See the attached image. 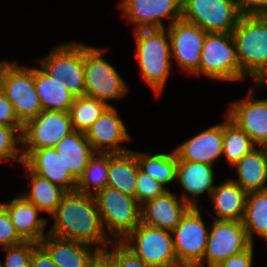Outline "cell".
I'll return each mask as SVG.
<instances>
[{
    "instance_id": "obj_33",
    "label": "cell",
    "mask_w": 267,
    "mask_h": 267,
    "mask_svg": "<svg viewBox=\"0 0 267 267\" xmlns=\"http://www.w3.org/2000/svg\"><path fill=\"white\" fill-rule=\"evenodd\" d=\"M256 147L252 139L226 116L223 122L222 155L227 162L233 166Z\"/></svg>"
},
{
    "instance_id": "obj_28",
    "label": "cell",
    "mask_w": 267,
    "mask_h": 267,
    "mask_svg": "<svg viewBox=\"0 0 267 267\" xmlns=\"http://www.w3.org/2000/svg\"><path fill=\"white\" fill-rule=\"evenodd\" d=\"M54 148L61 155L66 168H69L70 173L77 180L95 153L86 134L80 131H73L65 136Z\"/></svg>"
},
{
    "instance_id": "obj_5",
    "label": "cell",
    "mask_w": 267,
    "mask_h": 267,
    "mask_svg": "<svg viewBox=\"0 0 267 267\" xmlns=\"http://www.w3.org/2000/svg\"><path fill=\"white\" fill-rule=\"evenodd\" d=\"M218 81H240L247 75L242 71L232 33H207L203 42L199 70Z\"/></svg>"
},
{
    "instance_id": "obj_20",
    "label": "cell",
    "mask_w": 267,
    "mask_h": 267,
    "mask_svg": "<svg viewBox=\"0 0 267 267\" xmlns=\"http://www.w3.org/2000/svg\"><path fill=\"white\" fill-rule=\"evenodd\" d=\"M190 207L182 198H178L168 189L153 200L141 205V222L172 231Z\"/></svg>"
},
{
    "instance_id": "obj_3",
    "label": "cell",
    "mask_w": 267,
    "mask_h": 267,
    "mask_svg": "<svg viewBox=\"0 0 267 267\" xmlns=\"http://www.w3.org/2000/svg\"><path fill=\"white\" fill-rule=\"evenodd\" d=\"M93 196L104 231L112 241H122L140 224L141 205L134 197L108 186Z\"/></svg>"
},
{
    "instance_id": "obj_31",
    "label": "cell",
    "mask_w": 267,
    "mask_h": 267,
    "mask_svg": "<svg viewBox=\"0 0 267 267\" xmlns=\"http://www.w3.org/2000/svg\"><path fill=\"white\" fill-rule=\"evenodd\" d=\"M242 223L252 244L255 234L267 242V190L247 194Z\"/></svg>"
},
{
    "instance_id": "obj_44",
    "label": "cell",
    "mask_w": 267,
    "mask_h": 267,
    "mask_svg": "<svg viewBox=\"0 0 267 267\" xmlns=\"http://www.w3.org/2000/svg\"><path fill=\"white\" fill-rule=\"evenodd\" d=\"M89 267H114V265L113 261L103 251H100L90 262Z\"/></svg>"
},
{
    "instance_id": "obj_32",
    "label": "cell",
    "mask_w": 267,
    "mask_h": 267,
    "mask_svg": "<svg viewBox=\"0 0 267 267\" xmlns=\"http://www.w3.org/2000/svg\"><path fill=\"white\" fill-rule=\"evenodd\" d=\"M109 153L95 152L83 174L77 180L75 191L94 195L108 183Z\"/></svg>"
},
{
    "instance_id": "obj_35",
    "label": "cell",
    "mask_w": 267,
    "mask_h": 267,
    "mask_svg": "<svg viewBox=\"0 0 267 267\" xmlns=\"http://www.w3.org/2000/svg\"><path fill=\"white\" fill-rule=\"evenodd\" d=\"M22 131L23 128H13L0 124V162L11 160L23 163L22 148L18 146V144H22Z\"/></svg>"
},
{
    "instance_id": "obj_38",
    "label": "cell",
    "mask_w": 267,
    "mask_h": 267,
    "mask_svg": "<svg viewBox=\"0 0 267 267\" xmlns=\"http://www.w3.org/2000/svg\"><path fill=\"white\" fill-rule=\"evenodd\" d=\"M112 250L106 248L103 252L113 261L114 267H151L145 264L121 241L110 244Z\"/></svg>"
},
{
    "instance_id": "obj_14",
    "label": "cell",
    "mask_w": 267,
    "mask_h": 267,
    "mask_svg": "<svg viewBox=\"0 0 267 267\" xmlns=\"http://www.w3.org/2000/svg\"><path fill=\"white\" fill-rule=\"evenodd\" d=\"M124 17L135 26L134 29L165 28L182 18V0H120Z\"/></svg>"
},
{
    "instance_id": "obj_23",
    "label": "cell",
    "mask_w": 267,
    "mask_h": 267,
    "mask_svg": "<svg viewBox=\"0 0 267 267\" xmlns=\"http://www.w3.org/2000/svg\"><path fill=\"white\" fill-rule=\"evenodd\" d=\"M1 204L9 214L16 232L24 241L39 243L48 234L44 233L47 219L39 218L41 211L21 195Z\"/></svg>"
},
{
    "instance_id": "obj_30",
    "label": "cell",
    "mask_w": 267,
    "mask_h": 267,
    "mask_svg": "<svg viewBox=\"0 0 267 267\" xmlns=\"http://www.w3.org/2000/svg\"><path fill=\"white\" fill-rule=\"evenodd\" d=\"M139 168L153 179L160 182L167 190V184L176 180L178 157L172 150L170 153L148 154L136 152Z\"/></svg>"
},
{
    "instance_id": "obj_45",
    "label": "cell",
    "mask_w": 267,
    "mask_h": 267,
    "mask_svg": "<svg viewBox=\"0 0 267 267\" xmlns=\"http://www.w3.org/2000/svg\"><path fill=\"white\" fill-rule=\"evenodd\" d=\"M253 79H255L256 86L262 87L263 84L267 85V66L264 67Z\"/></svg>"
},
{
    "instance_id": "obj_25",
    "label": "cell",
    "mask_w": 267,
    "mask_h": 267,
    "mask_svg": "<svg viewBox=\"0 0 267 267\" xmlns=\"http://www.w3.org/2000/svg\"><path fill=\"white\" fill-rule=\"evenodd\" d=\"M214 220L242 221L246 206L247 193L231 178L216 186L211 192Z\"/></svg>"
},
{
    "instance_id": "obj_47",
    "label": "cell",
    "mask_w": 267,
    "mask_h": 267,
    "mask_svg": "<svg viewBox=\"0 0 267 267\" xmlns=\"http://www.w3.org/2000/svg\"><path fill=\"white\" fill-rule=\"evenodd\" d=\"M11 64V62L8 61H0V87L2 83V77L4 74L5 69Z\"/></svg>"
},
{
    "instance_id": "obj_43",
    "label": "cell",
    "mask_w": 267,
    "mask_h": 267,
    "mask_svg": "<svg viewBox=\"0 0 267 267\" xmlns=\"http://www.w3.org/2000/svg\"><path fill=\"white\" fill-rule=\"evenodd\" d=\"M30 267H58L48 253L38 244L32 253Z\"/></svg>"
},
{
    "instance_id": "obj_2",
    "label": "cell",
    "mask_w": 267,
    "mask_h": 267,
    "mask_svg": "<svg viewBox=\"0 0 267 267\" xmlns=\"http://www.w3.org/2000/svg\"><path fill=\"white\" fill-rule=\"evenodd\" d=\"M141 77L159 96L172 69L170 36L166 28L134 30Z\"/></svg>"
},
{
    "instance_id": "obj_22",
    "label": "cell",
    "mask_w": 267,
    "mask_h": 267,
    "mask_svg": "<svg viewBox=\"0 0 267 267\" xmlns=\"http://www.w3.org/2000/svg\"><path fill=\"white\" fill-rule=\"evenodd\" d=\"M213 165L200 162L178 161L176 179L184 192L181 198L191 207H199V195L208 192L209 196L216 187Z\"/></svg>"
},
{
    "instance_id": "obj_24",
    "label": "cell",
    "mask_w": 267,
    "mask_h": 267,
    "mask_svg": "<svg viewBox=\"0 0 267 267\" xmlns=\"http://www.w3.org/2000/svg\"><path fill=\"white\" fill-rule=\"evenodd\" d=\"M237 179H232L247 194L267 190V151L258 146L233 165Z\"/></svg>"
},
{
    "instance_id": "obj_41",
    "label": "cell",
    "mask_w": 267,
    "mask_h": 267,
    "mask_svg": "<svg viewBox=\"0 0 267 267\" xmlns=\"http://www.w3.org/2000/svg\"><path fill=\"white\" fill-rule=\"evenodd\" d=\"M253 245L251 244L245 251L235 254L212 267H252L254 258Z\"/></svg>"
},
{
    "instance_id": "obj_37",
    "label": "cell",
    "mask_w": 267,
    "mask_h": 267,
    "mask_svg": "<svg viewBox=\"0 0 267 267\" xmlns=\"http://www.w3.org/2000/svg\"><path fill=\"white\" fill-rule=\"evenodd\" d=\"M167 189L150 175L144 173L140 168L138 170L135 199L143 205L145 202L153 200L157 196L166 192Z\"/></svg>"
},
{
    "instance_id": "obj_12",
    "label": "cell",
    "mask_w": 267,
    "mask_h": 267,
    "mask_svg": "<svg viewBox=\"0 0 267 267\" xmlns=\"http://www.w3.org/2000/svg\"><path fill=\"white\" fill-rule=\"evenodd\" d=\"M74 130L69 112L42 110L23 125L22 148L42 149L55 147Z\"/></svg>"
},
{
    "instance_id": "obj_19",
    "label": "cell",
    "mask_w": 267,
    "mask_h": 267,
    "mask_svg": "<svg viewBox=\"0 0 267 267\" xmlns=\"http://www.w3.org/2000/svg\"><path fill=\"white\" fill-rule=\"evenodd\" d=\"M178 161L213 165L222 156L223 122L209 127L174 148Z\"/></svg>"
},
{
    "instance_id": "obj_29",
    "label": "cell",
    "mask_w": 267,
    "mask_h": 267,
    "mask_svg": "<svg viewBox=\"0 0 267 267\" xmlns=\"http://www.w3.org/2000/svg\"><path fill=\"white\" fill-rule=\"evenodd\" d=\"M22 165L28 173L26 177L29 175L27 179H30L31 184L30 189L20 195L29 203L34 204L41 212H47L51 216L67 191L32 172L24 163Z\"/></svg>"
},
{
    "instance_id": "obj_21",
    "label": "cell",
    "mask_w": 267,
    "mask_h": 267,
    "mask_svg": "<svg viewBox=\"0 0 267 267\" xmlns=\"http://www.w3.org/2000/svg\"><path fill=\"white\" fill-rule=\"evenodd\" d=\"M58 267H89L90 262L100 252L94 251L88 243L64 239L47 234L38 243Z\"/></svg>"
},
{
    "instance_id": "obj_13",
    "label": "cell",
    "mask_w": 267,
    "mask_h": 267,
    "mask_svg": "<svg viewBox=\"0 0 267 267\" xmlns=\"http://www.w3.org/2000/svg\"><path fill=\"white\" fill-rule=\"evenodd\" d=\"M200 209L190 207L180 223L171 231L177 260L196 265L203 260L209 236Z\"/></svg>"
},
{
    "instance_id": "obj_46",
    "label": "cell",
    "mask_w": 267,
    "mask_h": 267,
    "mask_svg": "<svg viewBox=\"0 0 267 267\" xmlns=\"http://www.w3.org/2000/svg\"><path fill=\"white\" fill-rule=\"evenodd\" d=\"M162 267H199V266L188 261L176 260V261L167 263Z\"/></svg>"
},
{
    "instance_id": "obj_42",
    "label": "cell",
    "mask_w": 267,
    "mask_h": 267,
    "mask_svg": "<svg viewBox=\"0 0 267 267\" xmlns=\"http://www.w3.org/2000/svg\"><path fill=\"white\" fill-rule=\"evenodd\" d=\"M243 14L267 15V0H236Z\"/></svg>"
},
{
    "instance_id": "obj_11",
    "label": "cell",
    "mask_w": 267,
    "mask_h": 267,
    "mask_svg": "<svg viewBox=\"0 0 267 267\" xmlns=\"http://www.w3.org/2000/svg\"><path fill=\"white\" fill-rule=\"evenodd\" d=\"M251 244L242 221L213 219L203 260L198 266L217 265L227 258L245 251Z\"/></svg>"
},
{
    "instance_id": "obj_27",
    "label": "cell",
    "mask_w": 267,
    "mask_h": 267,
    "mask_svg": "<svg viewBox=\"0 0 267 267\" xmlns=\"http://www.w3.org/2000/svg\"><path fill=\"white\" fill-rule=\"evenodd\" d=\"M138 170L136 151L109 153L107 186L135 198Z\"/></svg>"
},
{
    "instance_id": "obj_10",
    "label": "cell",
    "mask_w": 267,
    "mask_h": 267,
    "mask_svg": "<svg viewBox=\"0 0 267 267\" xmlns=\"http://www.w3.org/2000/svg\"><path fill=\"white\" fill-rule=\"evenodd\" d=\"M121 242L151 267H162L177 260L169 230L140 222Z\"/></svg>"
},
{
    "instance_id": "obj_8",
    "label": "cell",
    "mask_w": 267,
    "mask_h": 267,
    "mask_svg": "<svg viewBox=\"0 0 267 267\" xmlns=\"http://www.w3.org/2000/svg\"><path fill=\"white\" fill-rule=\"evenodd\" d=\"M37 63L49 77L65 81V88L74 96H85L83 43H62Z\"/></svg>"
},
{
    "instance_id": "obj_16",
    "label": "cell",
    "mask_w": 267,
    "mask_h": 267,
    "mask_svg": "<svg viewBox=\"0 0 267 267\" xmlns=\"http://www.w3.org/2000/svg\"><path fill=\"white\" fill-rule=\"evenodd\" d=\"M248 89L244 100L232 102L226 116L262 147L267 144V99H255L256 89Z\"/></svg>"
},
{
    "instance_id": "obj_34",
    "label": "cell",
    "mask_w": 267,
    "mask_h": 267,
    "mask_svg": "<svg viewBox=\"0 0 267 267\" xmlns=\"http://www.w3.org/2000/svg\"><path fill=\"white\" fill-rule=\"evenodd\" d=\"M110 106L87 96L76 97L69 110L74 130L85 133Z\"/></svg>"
},
{
    "instance_id": "obj_15",
    "label": "cell",
    "mask_w": 267,
    "mask_h": 267,
    "mask_svg": "<svg viewBox=\"0 0 267 267\" xmlns=\"http://www.w3.org/2000/svg\"><path fill=\"white\" fill-rule=\"evenodd\" d=\"M171 42V55L178 66L186 73L195 74L199 70L203 42L207 32L198 25L182 19L168 26Z\"/></svg>"
},
{
    "instance_id": "obj_1",
    "label": "cell",
    "mask_w": 267,
    "mask_h": 267,
    "mask_svg": "<svg viewBox=\"0 0 267 267\" xmlns=\"http://www.w3.org/2000/svg\"><path fill=\"white\" fill-rule=\"evenodd\" d=\"M51 216L54 224L48 234L88 243L99 251H104L113 242L104 231L96 201L91 194L67 192Z\"/></svg>"
},
{
    "instance_id": "obj_4",
    "label": "cell",
    "mask_w": 267,
    "mask_h": 267,
    "mask_svg": "<svg viewBox=\"0 0 267 267\" xmlns=\"http://www.w3.org/2000/svg\"><path fill=\"white\" fill-rule=\"evenodd\" d=\"M232 36L242 71L254 78L267 66V15L243 14Z\"/></svg>"
},
{
    "instance_id": "obj_7",
    "label": "cell",
    "mask_w": 267,
    "mask_h": 267,
    "mask_svg": "<svg viewBox=\"0 0 267 267\" xmlns=\"http://www.w3.org/2000/svg\"><path fill=\"white\" fill-rule=\"evenodd\" d=\"M243 13L236 0H182V20L207 33H232Z\"/></svg>"
},
{
    "instance_id": "obj_40",
    "label": "cell",
    "mask_w": 267,
    "mask_h": 267,
    "mask_svg": "<svg viewBox=\"0 0 267 267\" xmlns=\"http://www.w3.org/2000/svg\"><path fill=\"white\" fill-rule=\"evenodd\" d=\"M0 124L13 128H23V124L16 117L13 105L6 98L4 91L0 88Z\"/></svg>"
},
{
    "instance_id": "obj_18",
    "label": "cell",
    "mask_w": 267,
    "mask_h": 267,
    "mask_svg": "<svg viewBox=\"0 0 267 267\" xmlns=\"http://www.w3.org/2000/svg\"><path fill=\"white\" fill-rule=\"evenodd\" d=\"M23 163L34 173L48 179L65 189L73 192L77 179L66 168L61 155L54 147L42 149H22Z\"/></svg>"
},
{
    "instance_id": "obj_9",
    "label": "cell",
    "mask_w": 267,
    "mask_h": 267,
    "mask_svg": "<svg viewBox=\"0 0 267 267\" xmlns=\"http://www.w3.org/2000/svg\"><path fill=\"white\" fill-rule=\"evenodd\" d=\"M0 88L23 125L43 110L35 89L34 67L28 68L11 62L4 71Z\"/></svg>"
},
{
    "instance_id": "obj_26",
    "label": "cell",
    "mask_w": 267,
    "mask_h": 267,
    "mask_svg": "<svg viewBox=\"0 0 267 267\" xmlns=\"http://www.w3.org/2000/svg\"><path fill=\"white\" fill-rule=\"evenodd\" d=\"M34 82L43 110L69 112L76 96L65 88V81L34 68Z\"/></svg>"
},
{
    "instance_id": "obj_17",
    "label": "cell",
    "mask_w": 267,
    "mask_h": 267,
    "mask_svg": "<svg viewBox=\"0 0 267 267\" xmlns=\"http://www.w3.org/2000/svg\"><path fill=\"white\" fill-rule=\"evenodd\" d=\"M85 134L95 152L122 153L129 151L121 143L130 140V135L114 106H110Z\"/></svg>"
},
{
    "instance_id": "obj_36",
    "label": "cell",
    "mask_w": 267,
    "mask_h": 267,
    "mask_svg": "<svg viewBox=\"0 0 267 267\" xmlns=\"http://www.w3.org/2000/svg\"><path fill=\"white\" fill-rule=\"evenodd\" d=\"M38 243L23 241L20 244L3 247L6 250L5 262L3 267H30L33 249Z\"/></svg>"
},
{
    "instance_id": "obj_39",
    "label": "cell",
    "mask_w": 267,
    "mask_h": 267,
    "mask_svg": "<svg viewBox=\"0 0 267 267\" xmlns=\"http://www.w3.org/2000/svg\"><path fill=\"white\" fill-rule=\"evenodd\" d=\"M24 240L18 235L5 207L0 202V245L8 247L22 243Z\"/></svg>"
},
{
    "instance_id": "obj_6",
    "label": "cell",
    "mask_w": 267,
    "mask_h": 267,
    "mask_svg": "<svg viewBox=\"0 0 267 267\" xmlns=\"http://www.w3.org/2000/svg\"><path fill=\"white\" fill-rule=\"evenodd\" d=\"M106 50L84 44L85 96L105 103L126 96L129 87L117 70L103 58Z\"/></svg>"
}]
</instances>
